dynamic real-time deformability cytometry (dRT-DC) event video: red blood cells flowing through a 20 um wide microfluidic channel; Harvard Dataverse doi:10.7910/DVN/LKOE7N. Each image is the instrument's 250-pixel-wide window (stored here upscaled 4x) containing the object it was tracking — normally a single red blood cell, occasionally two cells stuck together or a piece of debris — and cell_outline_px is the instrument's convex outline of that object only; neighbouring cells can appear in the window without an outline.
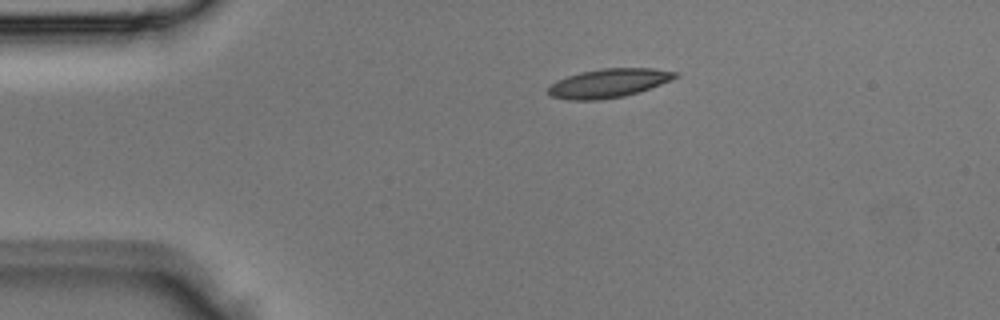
{"species": "Egyptian fruit bat (a non-hibernating species)", "species_latin": "Rousettus aegyptiacus", "temperature_condition": "room temperature", "stored_images_in_passage": 3, "camera_frame_rate_fps": 3000, "um_per_image_px": 0.085, "animal": {"sex": "male"}, "frame": {"image": 1, "passage_image": 1, "time_ms": 0.0, "image_size_px": [1000, 320], "cell_outline_px": [[680, 76], [660, 84], [624, 96], [596, 100], [568, 100], [552, 96], [548, 92], [548, 88], [556, 80], [580, 72], [604, 68], [652, 68], [676, 72]], "centroid_in_image_um": [51.71, 7.06], "position_along_channel_um": 33.3, "area_um2": 21.04}}
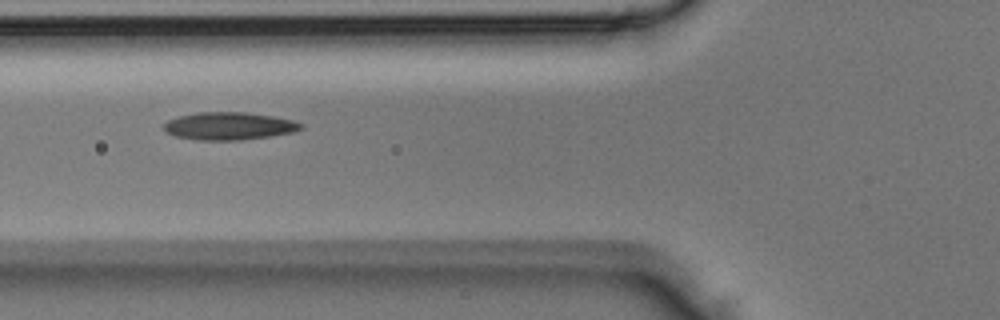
{"frame": {"image": 2, "passage_image": 3, "time_ms": 0.667, "image_size_px": [1000, 320], "cell_outline_px": [[304, 128], [296, 132], [240, 140], [196, 140], [176, 136], [168, 132], [164, 128], [164, 124], [168, 120], [180, 116], [200, 112], [244, 112], [272, 116], [292, 120], [300, 124]], "centroid_in_image_um": [19.48, 10.71], "position_along_channel_um": 106.3, "area_um2": 21.85}}